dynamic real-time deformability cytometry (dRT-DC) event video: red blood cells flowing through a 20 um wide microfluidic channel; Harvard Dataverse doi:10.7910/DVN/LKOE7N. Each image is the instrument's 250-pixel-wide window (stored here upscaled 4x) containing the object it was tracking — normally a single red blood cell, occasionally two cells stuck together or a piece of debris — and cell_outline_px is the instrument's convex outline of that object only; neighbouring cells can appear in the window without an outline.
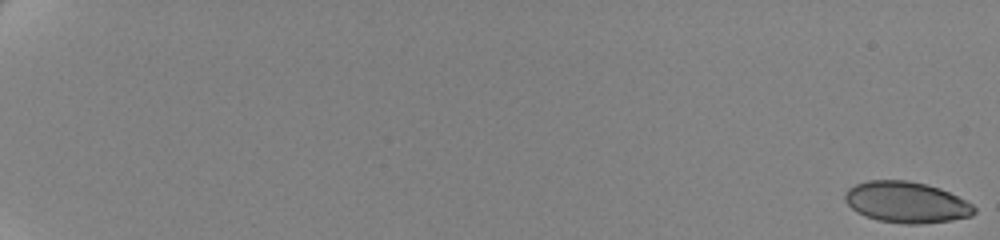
{"species": "human", "species_latin": "Homo sapiens", "temperature_condition": "cold", "stored_images_in_passage": 62, "camera_frame_rate_fps": 3000, "um_per_image_px": 0.085, "donor": {"sex": "female"}, "frame": {"image": 1, "passage_image": 1, "time_ms": 0.0, "image_size_px": [1000, 240], "cell_outline_px": [[976, 212], [972, 216], [952, 220], [920, 224], [904, 224], [876, 220], [864, 216], [856, 212], [844, 200], [844, 196], [848, 188], [856, 184], [868, 180], [908, 180], [928, 184], [940, 188], [972, 204], [976, 208]], "centroid_in_image_um": [77.03, 17.19], "position_along_channel_um": 8.0, "area_um2": 31.15}}
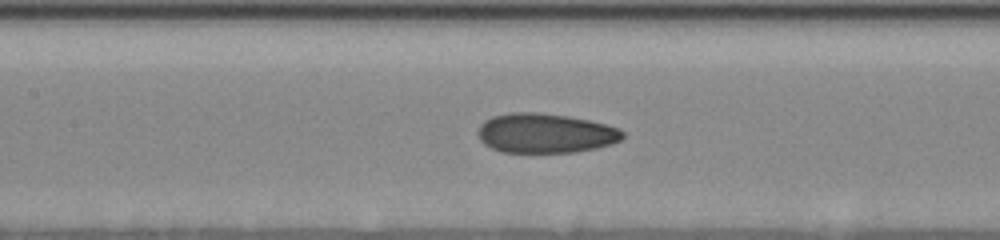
{"frame": {"image": 2, "passage_image": 34, "time_ms": 11.0, "image_size_px": [1000, 240], "cell_outline_px": [[624, 136], [620, 140], [612, 144], [596, 148], [572, 152], [500, 152], [484, 144], [480, 140], [476, 132], [480, 124], [484, 120], [492, 116], [512, 112], [540, 112], [568, 116], [588, 120], [604, 124], [616, 128], [624, 132]], "centroid_in_image_um": [46.3, 11.32], "position_along_channel_um": 161.1, "area_um2": 33.47}}
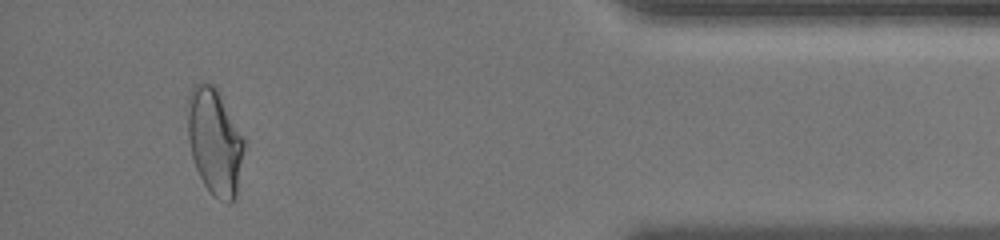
{"frame": {"image": 3, "passage_image": 59, "time_ms": 19.333, "image_size_px": [1000, 240], "cell_outline_px": [[244, 148], [236, 196], [228, 204], [212, 196], [204, 184], [196, 168], [192, 156], [188, 140], [188, 96], [192, 84], [200, 80], [212, 84], [220, 92], [244, 140]], "centroid_in_image_um": [18.23, 12.0], "position_along_channel_um": 417.0, "area_um2": 35.08}, "authors_computed_cell_mechanics": {"area_um2": 32.8593, "velocity_mm_per_s": 3.5061, "shape_relaxation_time_tau1_ms": 8.2858, "shape_relaxation_time_tau2_ms": 1.8567, "deformation_change_tau1": 0.1911, "deformation_change_tau2": 0.0643}}